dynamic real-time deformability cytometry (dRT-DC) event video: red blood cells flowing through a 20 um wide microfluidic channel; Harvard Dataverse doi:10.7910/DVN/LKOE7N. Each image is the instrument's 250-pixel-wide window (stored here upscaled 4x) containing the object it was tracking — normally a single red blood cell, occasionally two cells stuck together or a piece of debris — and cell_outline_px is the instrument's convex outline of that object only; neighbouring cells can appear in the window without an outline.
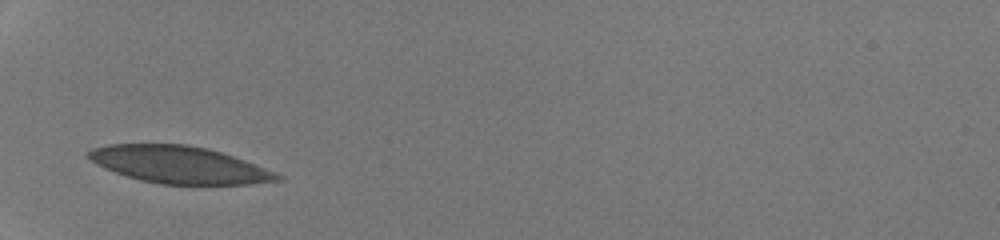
{"species": "human", "species_latin": "Homo sapiens", "temperature_condition": "room temperature", "stored_images_in_passage": 26, "camera_frame_rate_fps": 3000, "um_per_image_px": 0.085, "donor": {"sex": "male"}, "frame": {"image": 1, "passage_image": 1, "time_ms": 0.0, "image_size_px": [1000, 240], "cell_outline_px": [[284, 180], [252, 184], [160, 184], [140, 180], [104, 168], [96, 164], [88, 156], [88, 152], [92, 148], [108, 144], [188, 144], [208, 148], [244, 160], [276, 172], [284, 176]], "centroid_in_image_um": [15.27, 14.0], "position_along_channel_um": 69.7, "area_um2": 40.75}}
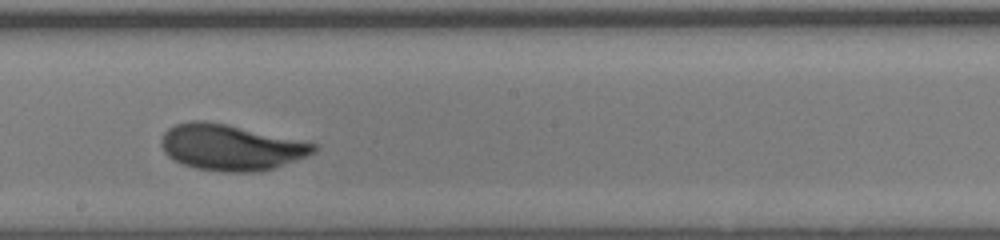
{"frame": {"image": 2, "passage_image": 13, "time_ms": 4.0, "image_size_px": [1000, 240], "cell_outline_px": [[320, 148], [316, 152], [308, 156], [272, 168], [252, 172], [224, 172], [196, 168], [184, 164], [168, 156], [164, 152], [160, 144], [160, 140], [164, 132], [168, 128], [176, 124], [192, 120], [204, 120], [228, 124], [316, 144]], "centroid_in_image_um": [19.6, 12.51], "position_along_channel_um": 228.6, "area_um2": 40.69}}
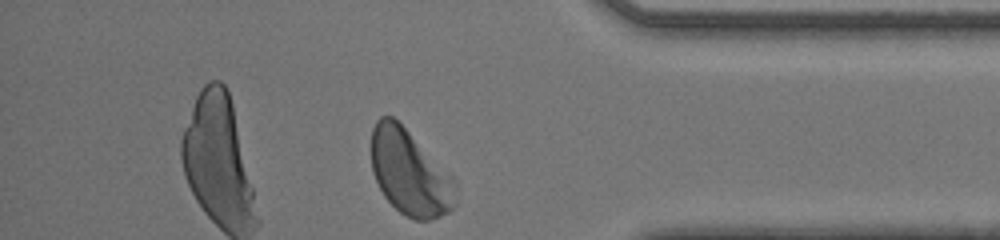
{"frame": {"image": 3, "passage_image": 26, "time_ms": 8.333, "image_size_px": [1000, 240], "cell_outline_px": [[456, 204], [448, 212], [432, 220], [416, 220], [400, 212], [384, 196], [372, 172], [372, 128], [376, 120], [380, 116], [392, 116], [452, 176], [456, 184]], "centroid_in_image_um": [34.83, 14.7], "position_along_channel_um": 400.4, "area_um2": 41.38}, "authors_computed_cell_mechanics": {"area_um2": 40.8935, "velocity_mm_per_s": 4.2201, "shape_relaxation_time_tau1_ms": 2.9447, "shape_relaxation_time_tau2_ms": null, "deformation_change_tau1": 0.1407, "deformation_change_tau2": null}}